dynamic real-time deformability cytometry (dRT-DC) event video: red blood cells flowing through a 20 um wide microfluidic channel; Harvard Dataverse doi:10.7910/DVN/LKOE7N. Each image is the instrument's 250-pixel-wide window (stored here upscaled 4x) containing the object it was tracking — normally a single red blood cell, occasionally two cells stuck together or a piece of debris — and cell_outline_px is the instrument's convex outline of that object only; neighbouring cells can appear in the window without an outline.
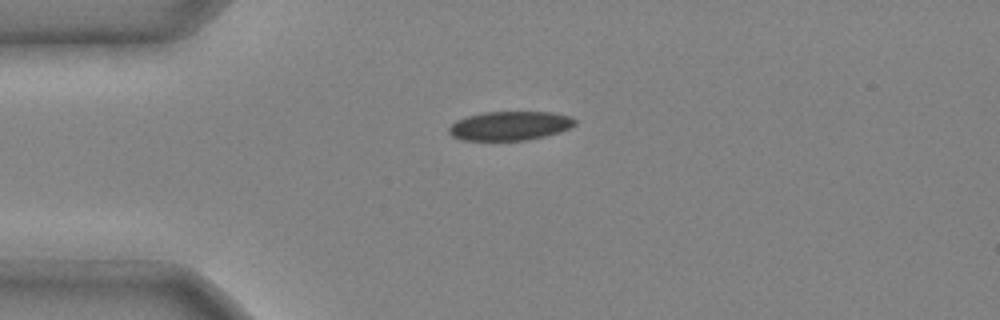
{"species": "common noctule bat (a hibernating species)", "species_latin": "Nyctalus noctula", "temperature_condition": "cold", "stored_images_in_passage": 5, "camera_frame_rate_fps": 3000, "um_per_image_px": 0.085, "animal": {"sex": "male", "body_mass_g": 20.4}, "frame": {"image": 1, "passage_image": 1, "time_ms": 0.0, "image_size_px": [1000, 320], "cell_outline_px": [[576, 124], [560, 132], [528, 140], [460, 140], [452, 136], [448, 132], [448, 128], [456, 120], [468, 116], [484, 112], [552, 112], [572, 116], [576, 120]], "centroid_in_image_um": [43.34, 10.69], "position_along_channel_um": 41.7, "area_um2": 21.39}}
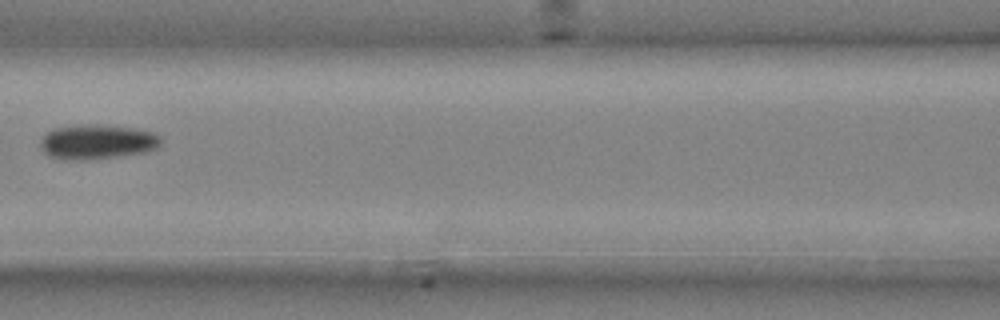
{"frame": {"image": 2, "passage_image": 4, "time_ms": 1.0, "image_size_px": [1000, 320], "cell_outline_px": [[160, 144], [156, 148], [144, 152], [116, 156], [84, 160], [64, 160], [48, 156], [40, 148], [40, 140], [52, 128], [84, 124], [100, 124], [136, 128], [152, 132], [160, 136]], "centroid_in_image_um": [8.21, 12.05], "position_along_channel_um": 158.4, "area_um2": 24.45}}
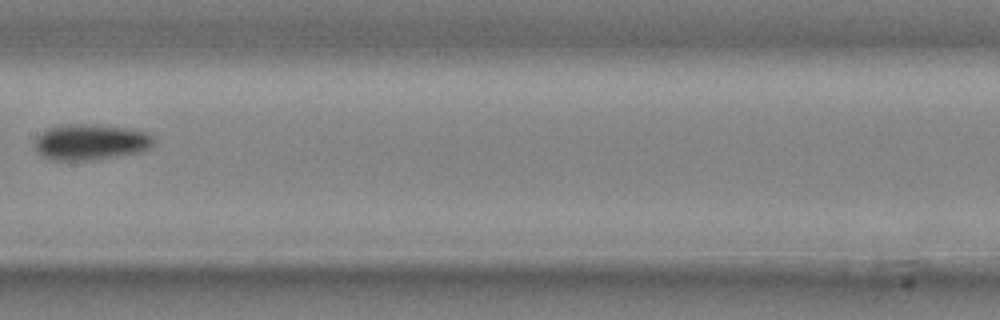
{"frame": {"image": 3, "passage_image": 5, "time_ms": 1.333, "image_size_px": [1000, 320], "cell_outline_px": [[152, 144], [148, 148], [140, 152], [92, 160], [52, 160], [44, 156], [36, 148], [36, 136], [48, 128], [60, 124], [96, 124], [132, 128], [148, 132], [152, 136]], "centroid_in_image_um": [7.71, 12.05], "position_along_channel_um": 199.7, "area_um2": 24.85}}